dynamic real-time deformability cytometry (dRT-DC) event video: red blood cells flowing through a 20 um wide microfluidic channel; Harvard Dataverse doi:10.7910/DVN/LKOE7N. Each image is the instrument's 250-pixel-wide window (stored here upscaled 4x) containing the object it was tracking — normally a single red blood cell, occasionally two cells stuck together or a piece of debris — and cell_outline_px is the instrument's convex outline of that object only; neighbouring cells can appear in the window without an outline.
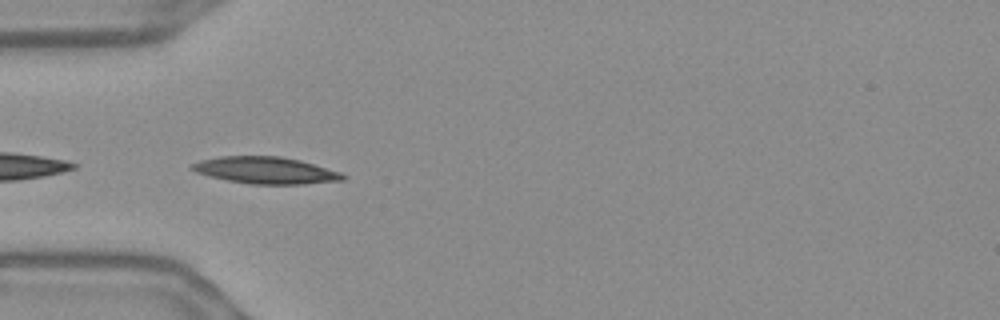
{"species": "Egyptian fruit bat (a non-hibernating species)", "species_latin": "Rousettus aegyptiacus", "temperature_condition": "warm", "stored_images_in_passage": 19, "camera_frame_rate_fps": 3000, "um_per_image_px": 0.085, "frame": {"image": 1, "passage_image": 1, "time_ms": 0.0, "image_size_px": [1000, 320], "cell_outline_px": [[348, 176], [344, 180], [300, 184], [252, 184], [228, 180], [208, 176], [196, 172], [188, 168], [192, 164], [200, 160], [220, 156], [280, 156], [300, 160], [340, 172]], "centroid_in_image_um": [22.56, 14.47], "position_along_channel_um": 62.4, "area_um2": 23.52}}
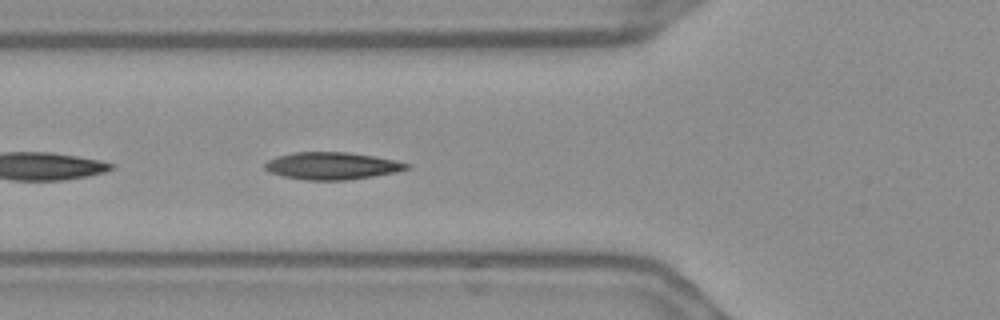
{"frame": {"image": 2, "passage_image": 4, "time_ms": 1.0, "image_size_px": [1000, 320], "cell_outline_px": [[412, 164], [408, 168], [396, 172], [372, 176], [344, 180], [304, 180], [284, 176], [272, 172], [264, 168], [264, 164], [268, 160], [280, 156], [296, 152], [348, 152], [376, 156]], "centroid_in_image_um": [28.25, 14.09], "position_along_channel_um": 97.6, "area_um2": 22.31}}